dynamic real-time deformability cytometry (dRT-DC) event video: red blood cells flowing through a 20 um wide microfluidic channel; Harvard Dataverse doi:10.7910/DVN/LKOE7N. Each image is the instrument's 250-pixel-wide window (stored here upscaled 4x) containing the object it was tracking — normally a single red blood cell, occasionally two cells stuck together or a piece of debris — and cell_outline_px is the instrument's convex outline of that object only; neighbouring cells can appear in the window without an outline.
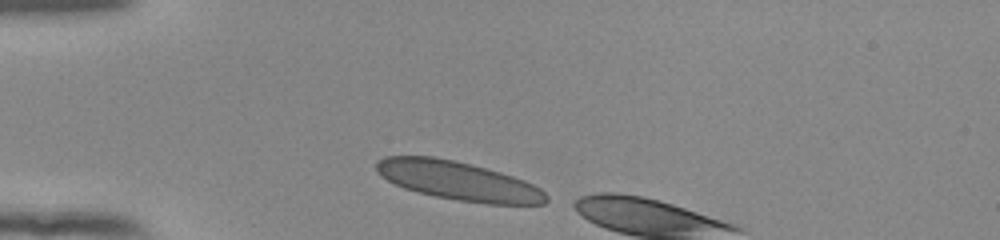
{"species": "human", "species_latin": "Homo sapiens", "temperature_condition": "room temperature", "stored_images_in_passage": 4, "camera_frame_rate_fps": 3000, "um_per_image_px": 0.085, "donor": {"sex": "female"}, "frame": {"image": 1, "passage_image": 1, "time_ms": 0.0, "image_size_px": [1000, 240], "cell_outline_px": [[548, 200], [544, 204], [484, 204], [456, 200], [416, 192], [404, 188], [380, 176], [376, 172], [376, 160], [384, 156], [432, 156], [472, 164], [500, 172], [524, 180], [540, 188], [548, 196]], "centroid_in_image_um": [38.93, 15.37], "position_along_channel_um": 46.1, "area_um2": 38.49}}